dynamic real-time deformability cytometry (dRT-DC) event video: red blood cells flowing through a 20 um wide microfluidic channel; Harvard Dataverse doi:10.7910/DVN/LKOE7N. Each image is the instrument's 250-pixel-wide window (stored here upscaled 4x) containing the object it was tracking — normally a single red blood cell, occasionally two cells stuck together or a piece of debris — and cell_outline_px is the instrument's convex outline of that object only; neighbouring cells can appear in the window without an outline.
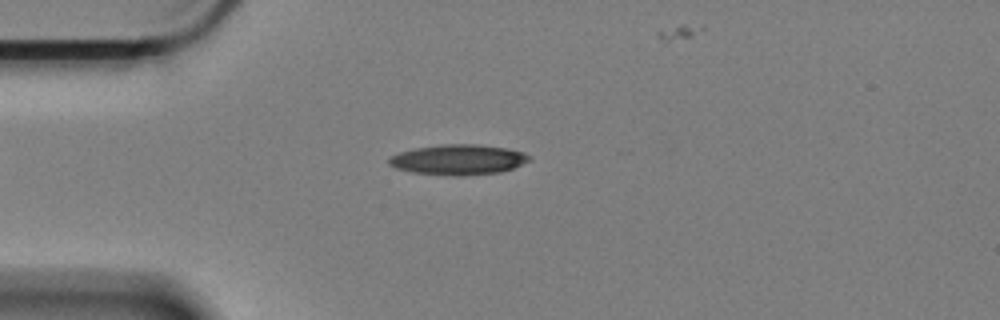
{"species": "Egyptian fruit bat (a non-hibernating species)", "species_latin": "Rousettus aegyptiacus", "temperature_condition": "cold", "stored_images_in_passage": 26, "camera_frame_rate_fps": 3000, "um_per_image_px": 0.085, "animal": {"sex": "female"}, "frame": {"image": 1, "passage_image": 1, "time_ms": 0.0, "image_size_px": [1000, 320], "cell_outline_px": [[532, 160], [512, 168], [500, 172], [456, 176], [412, 172], [396, 168], [388, 164], [388, 160], [392, 156], [400, 152], [416, 148], [440, 144], [476, 144], [508, 148], [524, 152], [532, 156]], "centroid_in_image_um": [38.99, 13.56], "position_along_channel_um": 46.0, "area_um2": 24.74}}
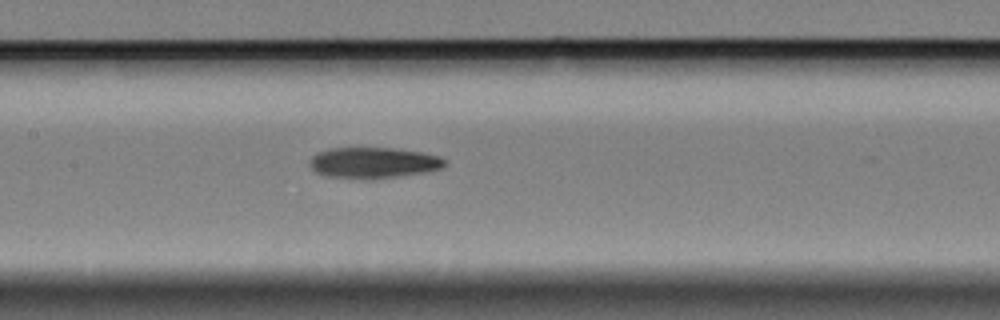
{"frame": {"image": 2, "passage_image": 14, "time_ms": 4.333, "image_size_px": [1000, 320], "cell_outline_px": [[448, 160], [440, 168], [424, 172], [396, 176], [328, 176], [316, 172], [312, 168], [312, 156], [316, 152], [328, 148], [392, 148], [420, 152], [440, 156]], "centroid_in_image_um": [31.77, 13.78], "position_along_channel_um": 175.6, "area_um2": 23.18}}
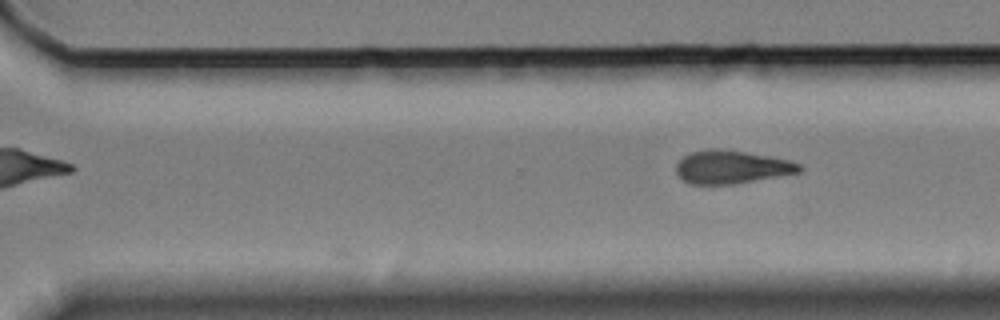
{"frame": {"image": 3, "passage_image": 26, "time_ms": 8.333, "image_size_px": [1000, 320], "cell_outline_px": [[804, 168], [800, 172], [736, 184], [688, 184], [676, 172], [676, 164], [688, 152], [708, 148], [720, 148], [768, 156], [788, 160], [800, 164]], "centroid_in_image_um": [62.16, 14.19], "position_along_channel_um": 308.4, "area_um2": 23.87}}